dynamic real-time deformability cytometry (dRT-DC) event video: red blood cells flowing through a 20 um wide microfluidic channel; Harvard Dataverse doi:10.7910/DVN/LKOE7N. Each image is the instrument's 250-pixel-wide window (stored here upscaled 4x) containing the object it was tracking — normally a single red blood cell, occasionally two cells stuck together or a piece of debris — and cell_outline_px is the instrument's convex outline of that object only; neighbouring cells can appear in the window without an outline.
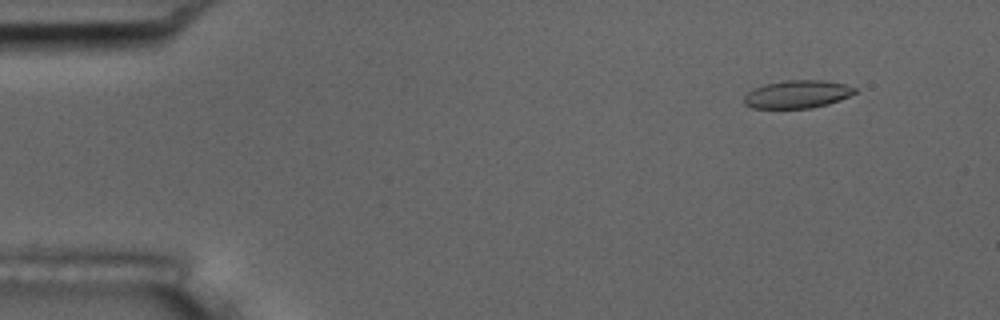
{"species": "common noctule bat (a hibernating species)", "species_latin": "Nyctalus noctula", "temperature_condition": "room temperature", "stored_images_in_passage": 12, "camera_frame_rate_fps": 3000, "um_per_image_px": 0.085, "animal": {"sex": "male", "body_mass_g": 17.5, "forearm_length_mm": 52.3}, "frame": {"image": 1, "passage_image": 6, "time_ms": 1.667, "image_size_px": [1000, 320], "cell_outline_px": [[856, 92], [840, 100], [828, 104], [812, 108], [752, 108], [744, 104], [744, 96], [752, 88], [764, 84], [784, 80], [824, 80], [844, 84], [856, 88]], "centroid_in_image_um": [67.74, 8.01], "position_along_channel_um": 17.3, "area_um2": 18.09}}